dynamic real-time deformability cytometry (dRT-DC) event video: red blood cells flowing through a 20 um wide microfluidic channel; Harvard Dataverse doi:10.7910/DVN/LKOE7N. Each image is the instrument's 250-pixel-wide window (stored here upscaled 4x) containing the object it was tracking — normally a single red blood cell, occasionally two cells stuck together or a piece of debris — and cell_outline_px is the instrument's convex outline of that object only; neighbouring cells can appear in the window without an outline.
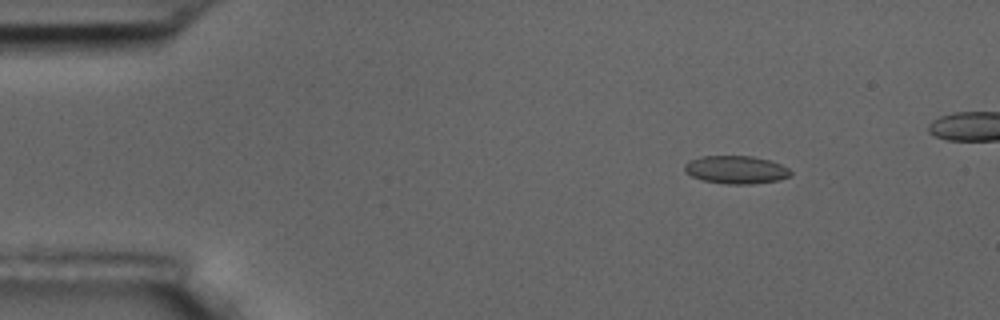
{"species": "common noctule bat (a hibernating species)", "species_latin": "Nyctalus noctula", "temperature_condition": "room temperature", "stored_images_in_passage": 53, "camera_frame_rate_fps": 3000, "um_per_image_px": 0.085, "animal": {"sex": "male", "body_mass_g": 17.5, "forearm_length_mm": 52.3}, "frame": {"image": 1, "passage_image": 8, "time_ms": 2.333, "image_size_px": [1000, 320], "cell_outline_px": [[792, 172], [788, 176], [780, 180], [752, 184], [728, 184], [704, 180], [692, 176], [684, 172], [684, 164], [688, 160], [700, 156], [752, 156], [768, 160], [780, 164], [788, 168]], "centroid_in_image_um": [62.53, 14.42], "position_along_channel_um": 22.5, "area_um2": 17.28}}
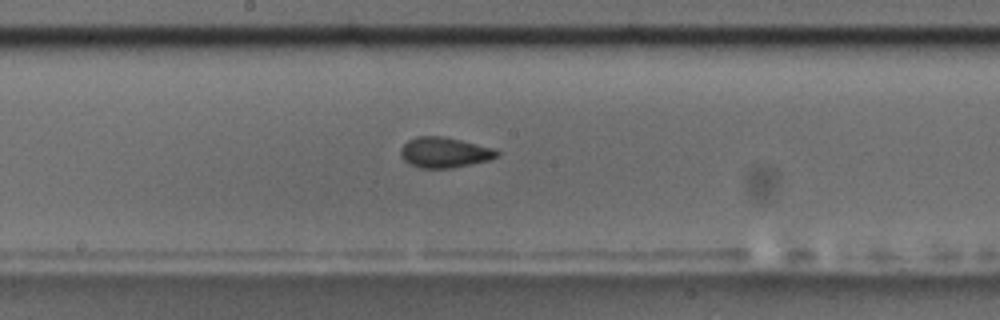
{"frame": {"image": 2, "passage_image": 30, "time_ms": 9.667, "image_size_px": [1000, 320], "cell_outline_px": [[500, 152], [496, 156], [488, 160], [452, 168], [420, 168], [404, 160], [400, 156], [400, 148], [408, 140], [416, 136], [444, 136], [496, 148]], "centroid_in_image_um": [37.77, 12.94], "position_along_channel_um": 210.4, "area_um2": 17.11}}
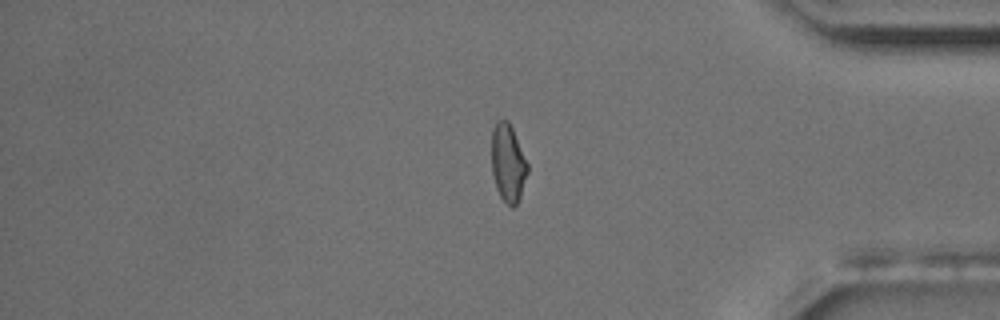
{"frame": {"image": 3, "passage_image": 47, "time_ms": 15.333, "image_size_px": [1000, 320], "cell_outline_px": [[528, 172], [520, 196], [516, 204], [512, 208], [500, 196], [496, 188], [492, 172], [492, 128], [496, 120], [508, 120], [512, 128], [528, 164]], "centroid_in_image_um": [43.17, 13.84], "position_along_channel_um": 392.0, "area_um2": 16.18}, "authors_computed_cell_mechanics": {"area_um2": 16.8776, "velocity_mm_per_s": 3.6148, "shape_relaxation_time_tau1_ms": null, "shape_relaxation_time_tau2_ms": 1.9568, "deformation_change_tau1": null, "deformation_change_tau2": 0.0481}}